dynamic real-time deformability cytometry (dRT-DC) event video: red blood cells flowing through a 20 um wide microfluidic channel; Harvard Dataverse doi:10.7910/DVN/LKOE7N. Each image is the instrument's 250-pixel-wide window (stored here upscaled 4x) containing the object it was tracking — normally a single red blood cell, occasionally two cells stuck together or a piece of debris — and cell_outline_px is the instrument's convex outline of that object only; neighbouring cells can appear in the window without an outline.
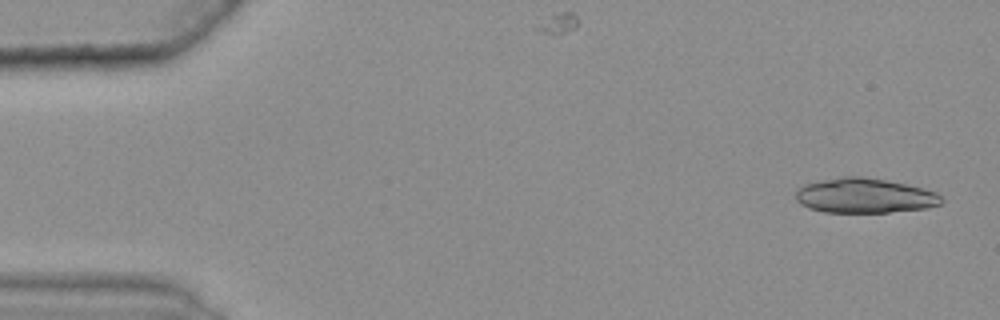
{"species": "common noctule bat (a hibernating species)", "species_latin": "Nyctalus noctula", "temperature_condition": "warm", "stored_images_in_passage": 17, "camera_frame_rate_fps": 3000, "um_per_image_px": 0.085, "animal": {"sex": "female", "body_mass_g": 25.1}, "frame": {"image": 1, "passage_image": 2, "time_ms": 0.333, "image_size_px": [1000, 320], "cell_outline_px": [[944, 200], [940, 204], [928, 208], [888, 212], [824, 212], [808, 208], [800, 204], [796, 200], [796, 192], [804, 184], [844, 176], [860, 176], [884, 180], [924, 188], [936, 192]], "centroid_in_image_um": [73.5, 16.64], "position_along_channel_um": 11.5, "area_um2": 29.36}}
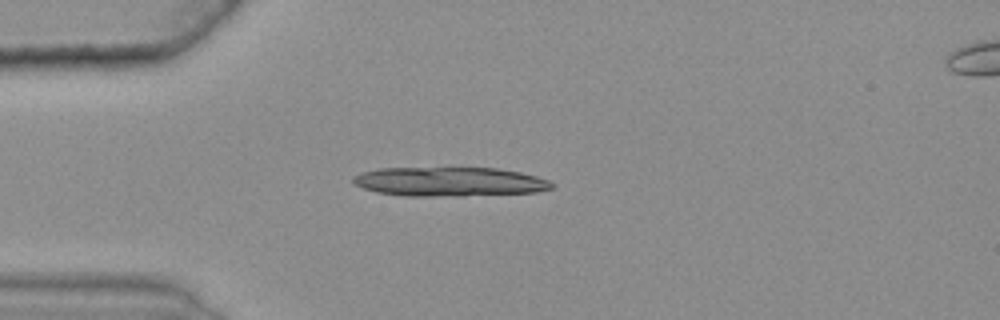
{"frame": {"image": 2, "passage_image": 14, "time_ms": 4.333, "image_size_px": [1000, 320], "cell_outline_px": [[556, 184], [552, 188], [536, 192], [460, 196], [404, 196], [376, 192], [364, 188], [356, 184], [352, 180], [352, 176], [364, 172], [380, 168], [496, 168], [520, 172], [536, 176], [548, 180]], "centroid_in_image_um": [38.22, 15.45], "position_along_channel_um": 46.8, "area_um2": 33.81}}